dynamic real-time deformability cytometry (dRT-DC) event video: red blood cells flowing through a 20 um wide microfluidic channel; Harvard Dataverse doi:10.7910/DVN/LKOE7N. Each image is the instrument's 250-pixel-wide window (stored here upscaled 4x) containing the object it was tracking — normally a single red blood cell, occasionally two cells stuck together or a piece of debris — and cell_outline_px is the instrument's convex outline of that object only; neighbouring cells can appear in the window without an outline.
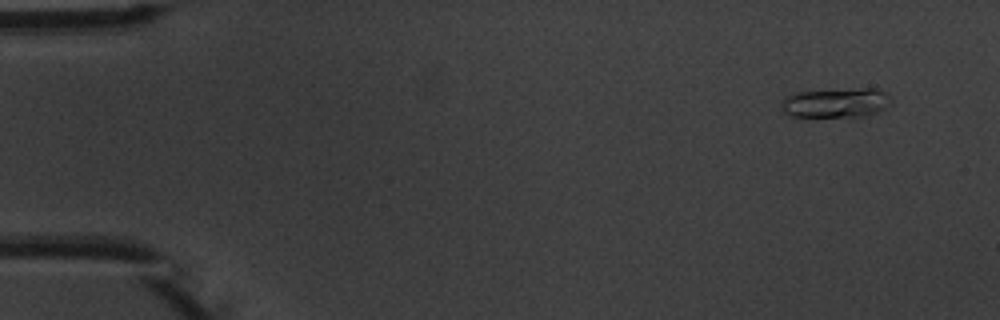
{"species": "common noctule bat (a hibernating species)", "species_latin": "Nyctalus noctula", "temperature_condition": "warm", "stored_images_in_passage": 5, "camera_frame_rate_fps": 3000, "um_per_image_px": 0.085, "animal": {"sex": "male", "body_mass_g": 20.1, "forearm_length_mm": 53.5}, "frame": {"image": 1, "passage_image": 1, "time_ms": 0.0, "image_size_px": [1000, 320], "cell_outline_px": [[892, 104], [868, 116], [788, 116], [780, 108], [780, 100], [784, 96], [792, 92], [864, 88], [872, 88], [888, 92], [892, 100]], "centroid_in_image_um": [71.03, 8.72], "position_along_channel_um": 14.0, "area_um2": 19.25}}